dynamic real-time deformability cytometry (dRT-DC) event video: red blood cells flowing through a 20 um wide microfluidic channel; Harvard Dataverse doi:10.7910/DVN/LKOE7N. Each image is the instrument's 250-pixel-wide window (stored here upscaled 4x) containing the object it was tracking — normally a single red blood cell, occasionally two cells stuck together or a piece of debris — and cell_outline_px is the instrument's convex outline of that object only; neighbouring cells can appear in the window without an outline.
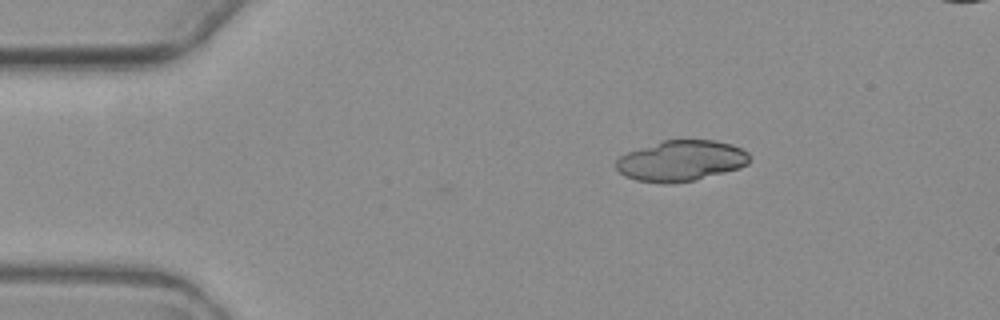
{"species": "common noctule bat (a hibernating species)", "species_latin": "Nyctalus noctula", "temperature_condition": "warm", "stored_images_in_passage": 3, "camera_frame_rate_fps": 3000, "um_per_image_px": 0.085, "animal": {"sex": "female", "body_mass_g": 19.3, "forearm_length_mm": 54.1}, "frame": {"image": 1, "passage_image": 3, "time_ms": 2.333, "image_size_px": [1000, 320], "cell_outline_px": [[748, 164], [740, 168], [696, 180], [668, 184], [664, 184], [636, 180], [624, 176], [616, 168], [616, 160], [620, 156], [628, 152], [664, 140], [716, 140], [732, 144], [748, 152]], "centroid_in_image_um": [57.89, 13.68], "position_along_channel_um": 27.1, "area_um2": 31.67}}